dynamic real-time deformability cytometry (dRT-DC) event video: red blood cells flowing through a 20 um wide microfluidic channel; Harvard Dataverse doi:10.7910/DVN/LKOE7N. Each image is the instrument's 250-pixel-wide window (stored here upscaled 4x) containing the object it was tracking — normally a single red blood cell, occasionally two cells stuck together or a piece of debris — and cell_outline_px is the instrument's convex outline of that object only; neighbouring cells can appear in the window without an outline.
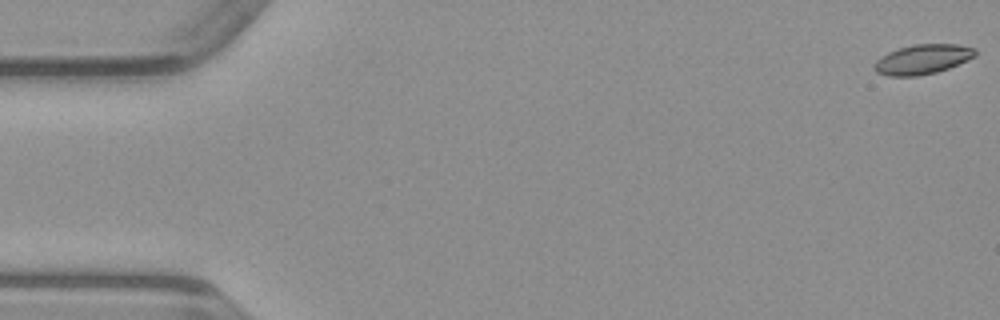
{"species": "common noctule bat (a hibernating species)", "species_latin": "Nyctalus noctula", "temperature_condition": "warm", "stored_images_in_passage": 50, "camera_frame_rate_fps": 3000, "um_per_image_px": 0.085, "animal": {"sex": "male", "body_mass_g": 23.1, "forearm_length_mm": 52.7}, "frame": {"image": 1, "passage_image": 1, "time_ms": 0.0, "image_size_px": [1000, 320], "cell_outline_px": [[976, 56], [968, 60], [948, 68], [936, 72], [916, 76], [888, 76], [876, 72], [872, 68], [872, 64], [880, 56], [888, 52], [900, 48], [916, 44], [956, 44], [976, 48]], "centroid_in_image_um": [78.39, 5.04], "position_along_channel_um": 6.6, "area_um2": 17.57}}
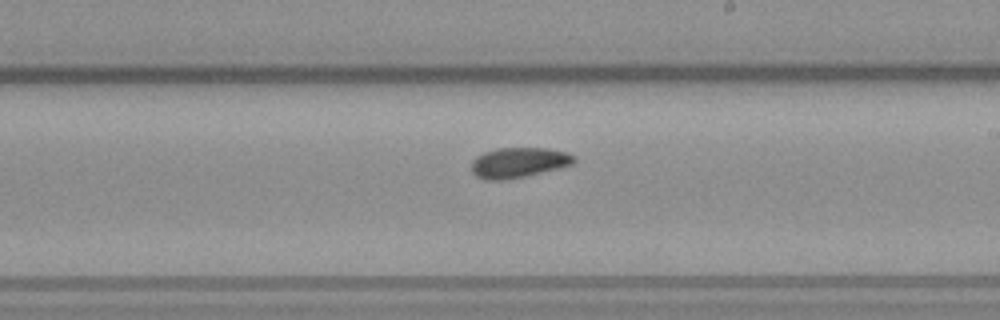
{"frame": {"image": 2, "passage_image": 29, "time_ms": 9.333, "image_size_px": [1000, 320], "cell_outline_px": [[576, 160], [572, 164], [560, 168], [524, 176], [504, 180], [484, 180], [476, 176], [472, 172], [472, 160], [476, 156], [484, 152], [496, 148], [548, 148], [568, 152], [576, 156]], "centroid_in_image_um": [44.09, 13.81], "position_along_channel_um": 244.9, "area_um2": 18.21}}
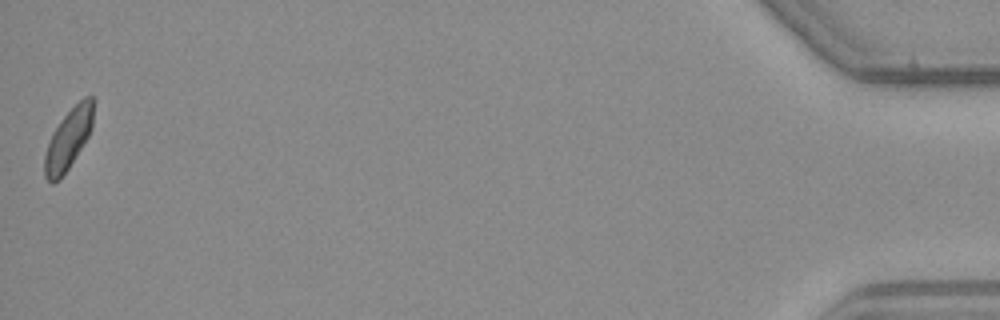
{"frame": {"image": 3, "passage_image": 50, "time_ms": 16.333, "image_size_px": [1000, 320], "cell_outline_px": [[92, 128], [88, 136], [68, 168], [60, 180], [52, 184], [44, 176], [44, 156], [52, 132], [64, 116], [84, 96], [92, 96]], "centroid_in_image_um": [5.78, 11.86], "position_along_channel_um": 429.4, "area_um2": 16.82}}